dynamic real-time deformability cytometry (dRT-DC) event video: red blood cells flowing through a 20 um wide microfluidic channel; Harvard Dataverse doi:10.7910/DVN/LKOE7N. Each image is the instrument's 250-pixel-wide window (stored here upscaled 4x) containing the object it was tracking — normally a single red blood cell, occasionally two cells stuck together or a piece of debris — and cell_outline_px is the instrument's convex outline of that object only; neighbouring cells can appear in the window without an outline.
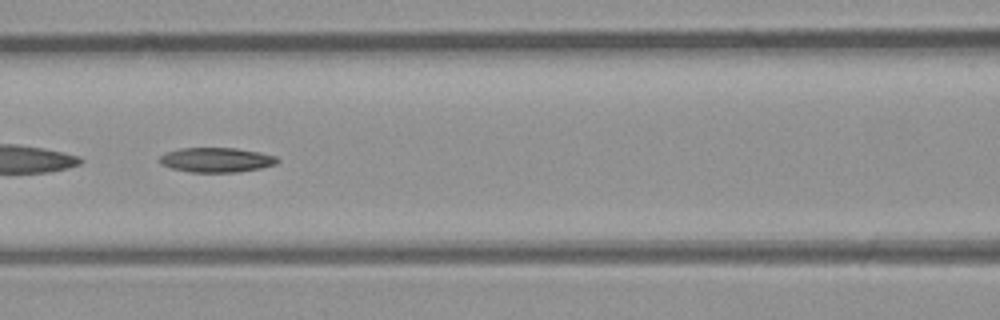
{"species": "common noctule bat (a hibernating species)", "species_latin": "Nyctalus noctula", "temperature_condition": "room temperature", "stored_images_in_passage": 49, "camera_frame_rate_fps": 3000, "um_per_image_px": 0.085, "animal": {"sex": "male", "body_mass_g": 23.1, "forearm_length_mm": 52.7}, "frame": {"image": 1, "passage_image": 22, "time_ms": 7.0, "image_size_px": [1000, 320], "cell_outline_px": [[280, 160], [276, 164], [260, 168], [236, 172], [188, 172], [172, 168], [160, 164], [156, 160], [164, 152], [180, 148], [236, 148], [260, 152], [276, 156]], "centroid_in_image_um": [18.35, 13.58], "position_along_channel_um": 148.3, "area_um2": 17.11}}
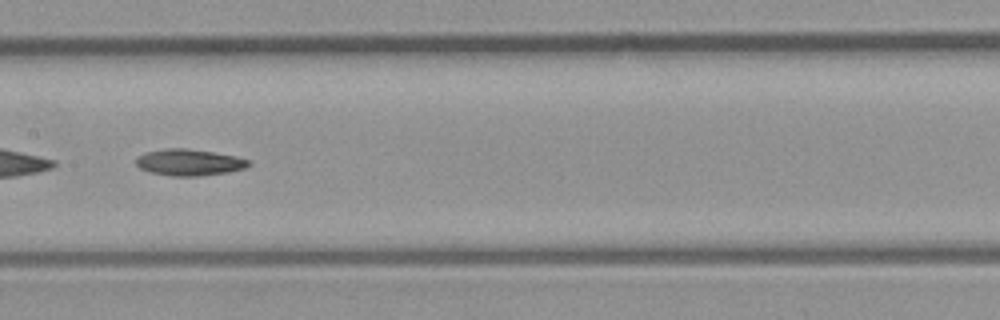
{"frame": {"image": 2, "passage_image": 25, "time_ms": 8.0, "image_size_px": [1000, 320], "cell_outline_px": [[252, 164], [244, 168], [228, 172], [200, 176], [172, 176], [148, 172], [140, 168], [136, 164], [136, 156], [144, 152], [164, 148], [184, 148], [212, 152], [236, 156], [248, 160]], "centroid_in_image_um": [16.03, 13.8], "position_along_channel_um": 191.4, "area_um2": 17.46}}
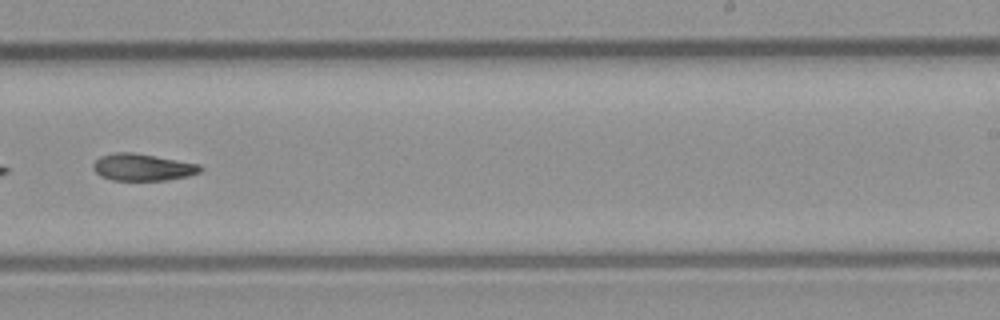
{"frame": {"image": 3, "passage_image": 31, "time_ms": 10.0, "image_size_px": [1000, 320], "cell_outline_px": [[204, 168], [200, 172], [188, 176], [164, 180], [112, 180], [100, 176], [92, 168], [92, 164], [100, 156], [112, 152], [132, 152], [200, 164]], "centroid_in_image_um": [12.1, 14.21], "position_along_channel_um": 276.9, "area_um2": 16.88}}